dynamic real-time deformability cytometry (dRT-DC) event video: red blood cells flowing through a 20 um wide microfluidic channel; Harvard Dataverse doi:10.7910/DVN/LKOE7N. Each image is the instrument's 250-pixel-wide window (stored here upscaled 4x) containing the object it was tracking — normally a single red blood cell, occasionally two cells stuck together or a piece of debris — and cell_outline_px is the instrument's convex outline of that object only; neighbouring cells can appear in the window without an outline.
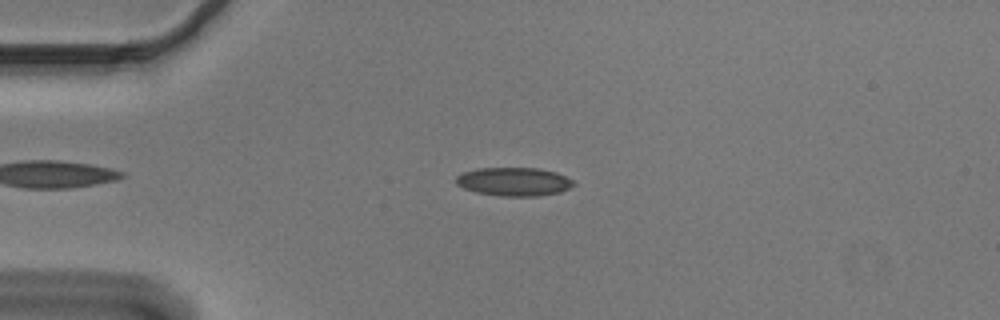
{"species": "Egyptian fruit bat (a non-hibernating species)", "species_latin": "Rousettus aegyptiacus", "temperature_condition": "cold", "stored_images_in_passage": 42, "camera_frame_rate_fps": 3000, "um_per_image_px": 0.085, "animal": {"sex": "male"}, "frame": {"image": 1, "passage_image": 5, "time_ms": 1.333, "image_size_px": [1000, 320], "cell_outline_px": [[576, 184], [560, 192], [536, 196], [500, 196], [476, 192], [464, 188], [456, 184], [456, 176], [464, 172], [476, 168], [540, 168], [556, 172], [572, 180]], "centroid_in_image_um": [43.67, 15.44], "position_along_channel_um": 41.3, "area_um2": 19.48}}
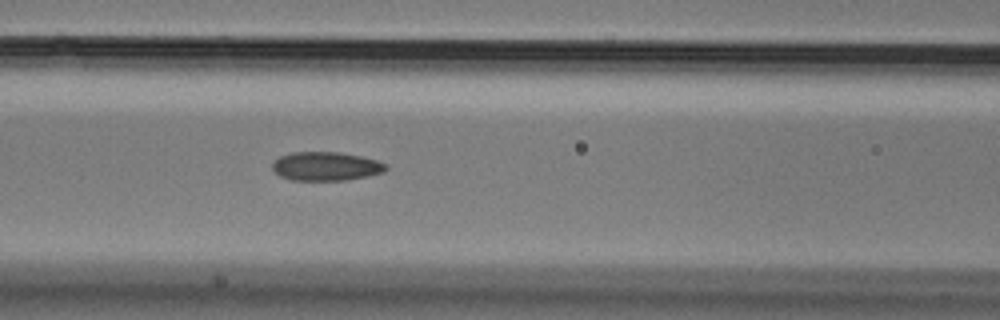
{"frame": {"image": 2, "passage_image": 15, "time_ms": 4.667, "image_size_px": [1000, 320], "cell_outline_px": [[388, 168], [384, 172], [368, 176], [344, 180], [292, 180], [280, 176], [272, 168], [272, 164], [280, 156], [292, 152], [340, 152], [360, 156], [376, 160], [384, 164]], "centroid_in_image_um": [27.7, 14.13], "position_along_channel_um": 138.9, "area_um2": 18.9}}
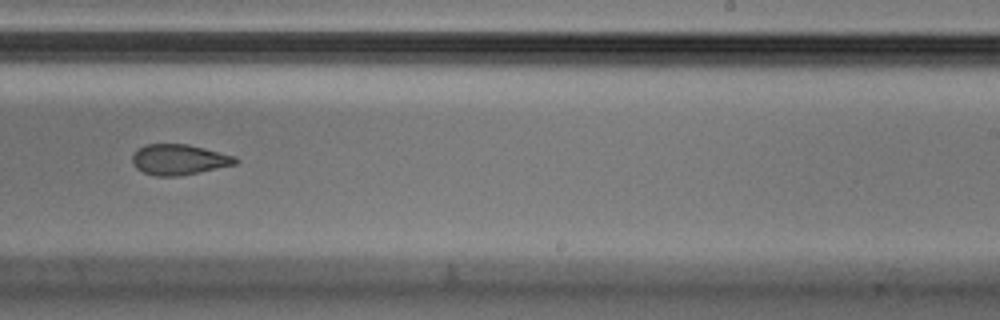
{"frame": {"image": 3, "passage_image": 26, "time_ms": 8.333, "image_size_px": [1000, 320], "cell_outline_px": [[240, 160], [236, 164], [200, 172], [180, 176], [156, 176], [144, 172], [136, 168], [132, 164], [132, 152], [136, 148], [144, 144], [188, 144], [236, 156]], "centroid_in_image_um": [15.19, 13.56], "position_along_channel_um": 273.8, "area_um2": 18.61}, "authors_computed_cell_mechanics": {"area_um2": 19.1896, "velocity_mm_per_s": 3.685, "shape_relaxation_time_tau1_ms": 6.9904, "shape_relaxation_time_tau2_ms": 2.4199, "deformation_change_tau1": 0.1762, "deformation_change_tau2": 0.0969}}